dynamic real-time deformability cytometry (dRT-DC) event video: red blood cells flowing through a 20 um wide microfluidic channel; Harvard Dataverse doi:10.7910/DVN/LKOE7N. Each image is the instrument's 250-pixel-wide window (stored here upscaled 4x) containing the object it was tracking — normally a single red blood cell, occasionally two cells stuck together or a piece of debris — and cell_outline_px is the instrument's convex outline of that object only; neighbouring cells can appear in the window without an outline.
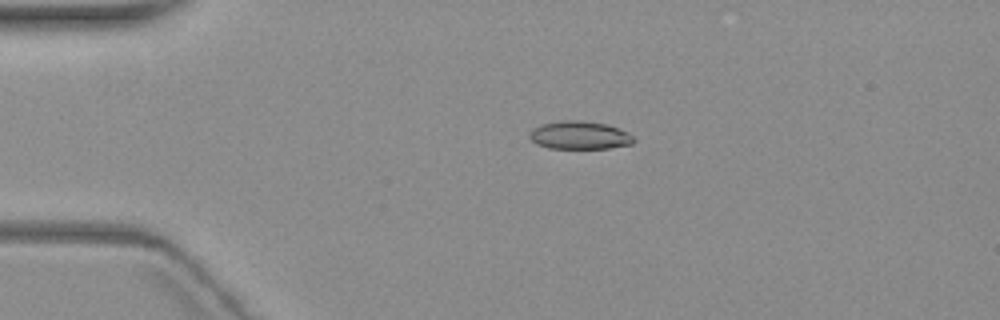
{"species": "common noctule bat (a hibernating species)", "species_latin": "Nyctalus noctula", "temperature_condition": "warm", "stored_images_in_passage": 3, "camera_frame_rate_fps": 3000, "um_per_image_px": 0.085, "animal": {"sex": "female", "body_mass_g": 19.3, "forearm_length_mm": 54.1}, "frame": {"image": 1, "passage_image": 2, "time_ms": 1.0, "image_size_px": [1000, 320], "cell_outline_px": [[636, 140], [632, 144], [608, 148], [548, 148], [536, 144], [528, 136], [528, 132], [532, 128], [540, 124], [560, 120], [580, 120], [604, 124], [628, 132]], "centroid_in_image_um": [49.21, 11.49], "position_along_channel_um": 35.8, "area_um2": 17.11}}